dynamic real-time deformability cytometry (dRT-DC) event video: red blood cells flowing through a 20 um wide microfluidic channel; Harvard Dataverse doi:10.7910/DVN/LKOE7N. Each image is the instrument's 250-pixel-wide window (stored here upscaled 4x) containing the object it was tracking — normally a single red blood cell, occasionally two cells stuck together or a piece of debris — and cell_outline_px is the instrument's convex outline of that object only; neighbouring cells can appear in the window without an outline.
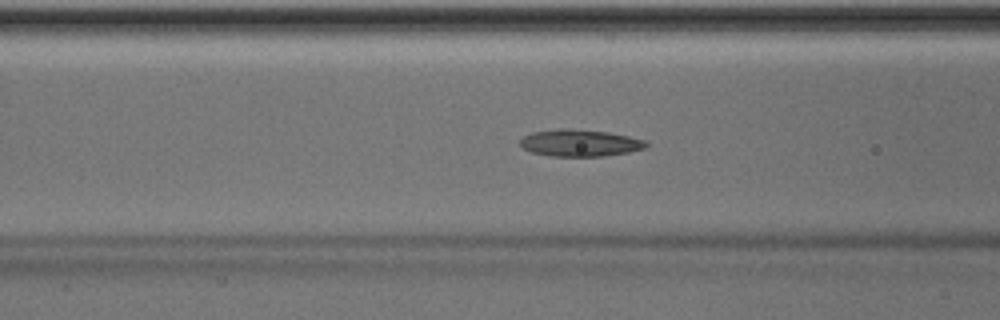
{"species": "Egyptian fruit bat (a non-hibernating species)", "species_latin": "Rousettus aegyptiacus", "temperature_condition": "room temperature", "stored_images_in_passage": 49, "camera_frame_rate_fps": 3000, "um_per_image_px": 0.085, "animal": {"sex": "male"}, "frame": {"image": 1, "passage_image": 19, "time_ms": 6.0, "image_size_px": [1000, 320], "cell_outline_px": [[648, 144], [644, 148], [628, 152], [604, 156], [552, 156], [532, 152], [524, 148], [520, 144], [520, 140], [524, 136], [532, 132], [560, 128], [572, 128], [608, 132], [628, 136], [644, 140]], "centroid_in_image_um": [49.28, 12.14], "position_along_channel_um": 117.3, "area_um2": 19.65}}
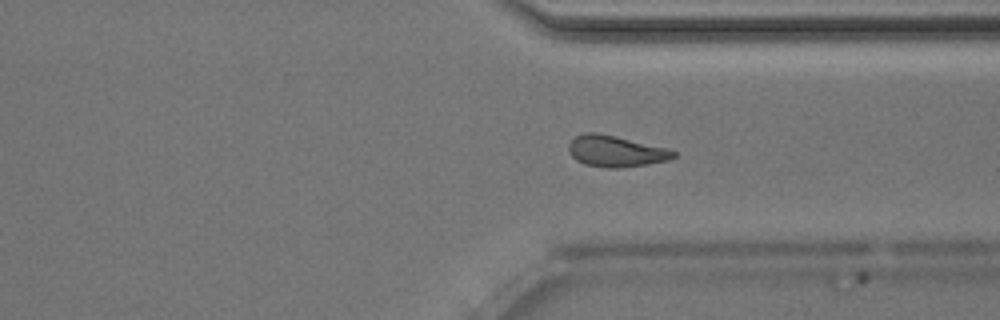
{"frame": {"image": 2, "passage_image": 37, "time_ms": 12.0, "image_size_px": [1000, 320], "cell_outline_px": [[676, 156], [668, 160], [620, 168], [608, 168], [584, 164], [576, 160], [568, 152], [568, 144], [576, 136], [584, 132], [596, 132], [616, 136], [668, 148], [676, 152]], "centroid_in_image_um": [52.31, 12.84], "position_along_channel_um": 359.1, "area_um2": 19.07}}
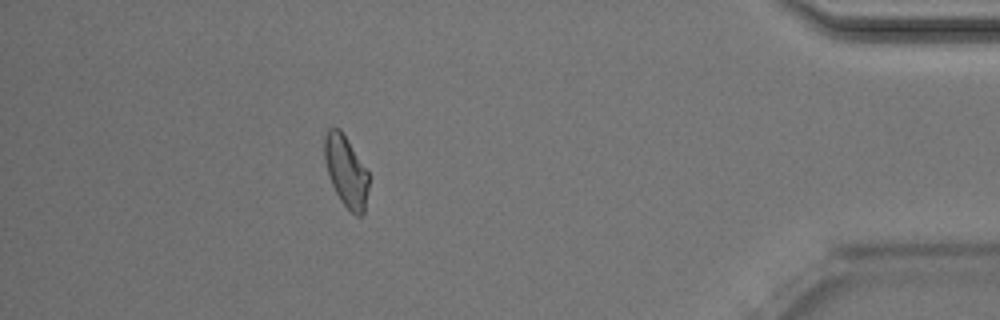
{"frame": {"image": 3, "passage_image": 44, "time_ms": 14.333, "image_size_px": [1000, 320], "cell_outline_px": [[368, 188], [364, 212], [360, 216], [356, 216], [340, 200], [332, 184], [328, 172], [324, 156], [324, 136], [328, 128], [332, 124], [340, 128], [368, 172]], "centroid_in_image_um": [29.39, 14.51], "position_along_channel_um": 405.8, "area_um2": 18.15}, "authors_computed_cell_mechanics": {"area_um2": 19.2474, "velocity_mm_per_s": 4.0292, "shape_relaxation_time_tau1_ms": 3.45, "shape_relaxation_time_tau2_ms": 3.5681, "deformation_change_tau1": 0.1201, "deformation_change_tau2": 0.1257}}